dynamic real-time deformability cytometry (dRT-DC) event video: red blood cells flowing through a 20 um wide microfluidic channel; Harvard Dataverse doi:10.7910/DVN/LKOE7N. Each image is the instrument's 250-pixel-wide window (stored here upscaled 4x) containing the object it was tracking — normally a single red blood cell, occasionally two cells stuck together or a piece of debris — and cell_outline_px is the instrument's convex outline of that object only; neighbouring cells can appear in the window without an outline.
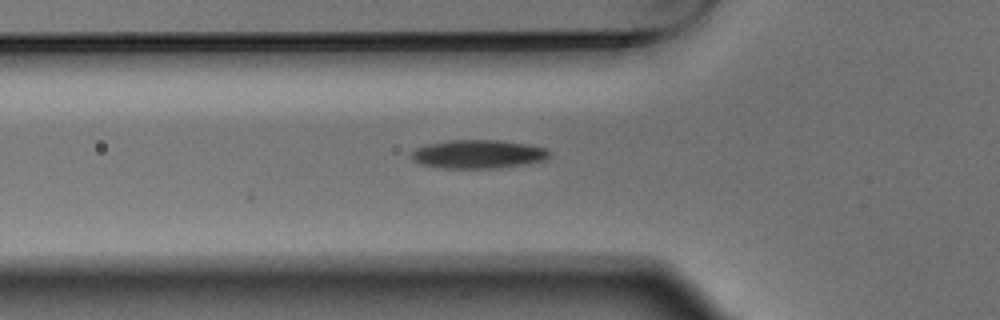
{"species": "Egyptian fruit bat (a non-hibernating species)", "species_latin": "Rousettus aegyptiacus", "temperature_condition": "warm", "stored_images_in_passage": 2, "camera_frame_rate_fps": 3000, "um_per_image_px": 0.085, "animal": {"sex": "male"}, "frame": {"image": 1, "passage_image": 2, "time_ms": 0.333, "image_size_px": [1000, 320], "cell_outline_px": [[548, 156], [544, 160], [524, 164], [492, 168], [440, 168], [420, 164], [412, 160], [412, 152], [416, 148], [428, 144], [448, 140], [500, 140], [528, 144], [548, 148]], "centroid_in_image_um": [40.62, 13.09], "position_along_channel_um": 85.2, "area_um2": 22.89}}